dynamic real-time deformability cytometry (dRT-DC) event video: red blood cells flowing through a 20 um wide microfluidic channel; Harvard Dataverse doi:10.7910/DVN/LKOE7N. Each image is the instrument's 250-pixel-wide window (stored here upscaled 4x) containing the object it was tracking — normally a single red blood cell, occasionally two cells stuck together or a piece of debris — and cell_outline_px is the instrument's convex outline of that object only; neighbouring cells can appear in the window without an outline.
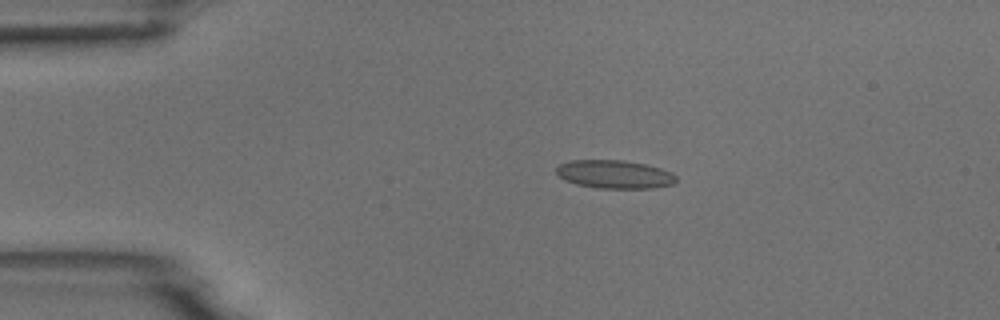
{"species": "common noctule bat (a hibernating species)", "species_latin": "Nyctalus noctula", "temperature_condition": "room temperature", "stored_images_in_passage": 3, "camera_frame_rate_fps": 3000, "um_per_image_px": 0.085, "animal": {"sex": "male", "body_mass_g": 18.8}, "frame": {"image": 1, "passage_image": 2, "time_ms": 1.333, "image_size_px": [1000, 320], "cell_outline_px": [[676, 180], [672, 184], [656, 188], [596, 188], [576, 184], [564, 180], [556, 172], [556, 168], [560, 164], [572, 160], [624, 160], [644, 164], [660, 168], [672, 172], [676, 176]], "centroid_in_image_um": [52.24, 14.82], "position_along_channel_um": 32.8, "area_um2": 19.77}}